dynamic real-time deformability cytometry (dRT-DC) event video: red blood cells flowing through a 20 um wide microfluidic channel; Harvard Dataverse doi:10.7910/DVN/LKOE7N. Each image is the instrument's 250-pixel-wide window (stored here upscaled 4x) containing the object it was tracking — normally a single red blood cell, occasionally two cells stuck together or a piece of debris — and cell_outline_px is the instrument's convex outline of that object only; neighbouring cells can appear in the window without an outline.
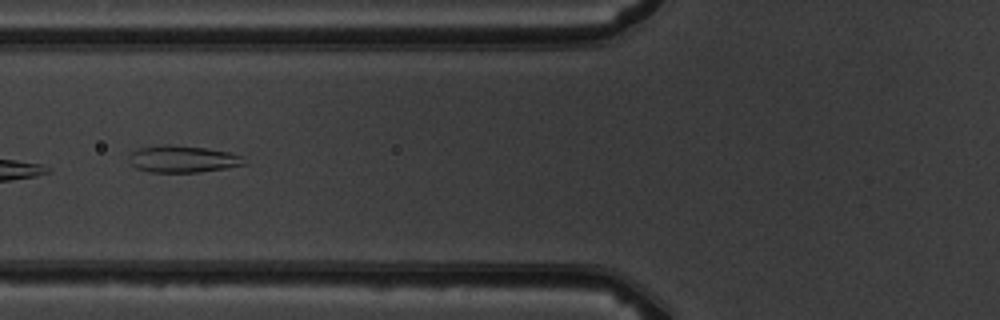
{"species": "common noctule bat (a hibernating species)", "species_latin": "Nyctalus noctula", "temperature_condition": "warm", "stored_images_in_passage": 7, "camera_frame_rate_fps": 3000, "um_per_image_px": 0.085, "animal": {"sex": "male", "body_mass_g": 19.5, "forearm_length_mm": 54.6}, "frame": {"image": 1, "passage_image": 6, "time_ms": 5.667, "image_size_px": [1000, 320], "cell_outline_px": [[248, 164], [200, 172], [148, 172], [136, 168], [128, 160], [128, 152], [136, 148], [164, 144], [168, 144], [204, 148], [228, 152], [244, 156]], "centroid_in_image_um": [15.49, 13.51], "position_along_channel_um": 110.3, "area_um2": 18.32}}